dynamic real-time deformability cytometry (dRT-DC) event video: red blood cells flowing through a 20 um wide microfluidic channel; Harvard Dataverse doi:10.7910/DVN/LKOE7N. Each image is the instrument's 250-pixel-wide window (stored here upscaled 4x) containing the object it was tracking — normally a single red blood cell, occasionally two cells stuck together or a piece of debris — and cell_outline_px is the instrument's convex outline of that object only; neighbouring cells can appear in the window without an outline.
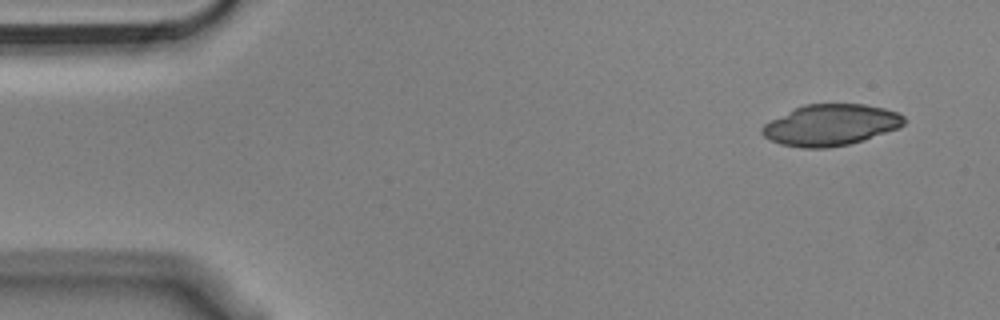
{"species": "Egyptian fruit bat (a non-hibernating species)", "species_latin": "Rousettus aegyptiacus", "temperature_condition": "cold", "stored_images_in_passage": 51, "camera_frame_rate_fps": 3000, "um_per_image_px": 0.085, "animal": {"sex": "male"}, "frame": {"image": 1, "passage_image": 1, "time_ms": 0.0, "image_size_px": [1000, 320], "cell_outline_px": [[904, 124], [896, 128], [848, 144], [828, 148], [800, 148], [780, 144], [764, 136], [760, 132], [760, 128], [764, 124], [804, 104], [864, 104], [884, 108], [896, 112], [904, 116]], "centroid_in_image_um": [70.57, 10.62], "position_along_channel_um": 14.4, "area_um2": 33.52}}